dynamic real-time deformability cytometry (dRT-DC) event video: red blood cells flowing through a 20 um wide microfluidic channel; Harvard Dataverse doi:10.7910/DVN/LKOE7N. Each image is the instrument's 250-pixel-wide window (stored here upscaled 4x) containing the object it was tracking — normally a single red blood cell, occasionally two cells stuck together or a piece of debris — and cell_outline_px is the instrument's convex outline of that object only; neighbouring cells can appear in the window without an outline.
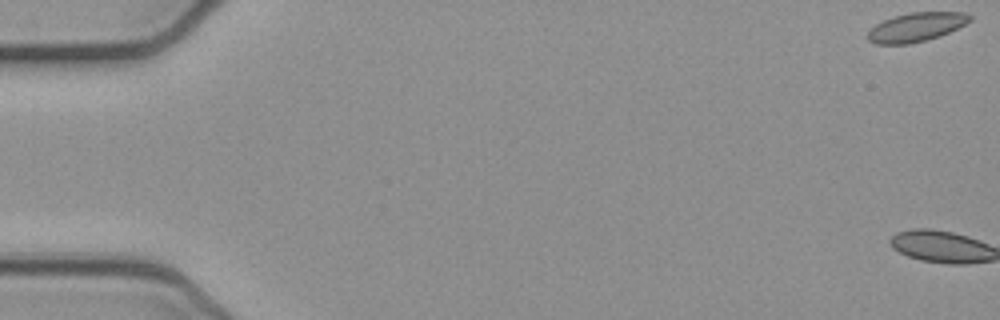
{"species": "common noctule bat (a hibernating species)", "species_latin": "Nyctalus noctula", "temperature_condition": "cold", "stored_images_in_passage": 3, "camera_frame_rate_fps": 3000, "um_per_image_px": 0.085, "animal": {"sex": "female", "body_mass_g": 21.9}, "frame": {"image": 1, "passage_image": 1, "time_ms": 0.0, "image_size_px": [1000, 320], "cell_outline_px": [[972, 20], [940, 36], [908, 44], [876, 44], [868, 40], [868, 32], [876, 24], [892, 16], [912, 12], [968, 12], [972, 16]], "centroid_in_image_um": [77.88, 2.29], "position_along_channel_um": 7.1, "area_um2": 17.11}}